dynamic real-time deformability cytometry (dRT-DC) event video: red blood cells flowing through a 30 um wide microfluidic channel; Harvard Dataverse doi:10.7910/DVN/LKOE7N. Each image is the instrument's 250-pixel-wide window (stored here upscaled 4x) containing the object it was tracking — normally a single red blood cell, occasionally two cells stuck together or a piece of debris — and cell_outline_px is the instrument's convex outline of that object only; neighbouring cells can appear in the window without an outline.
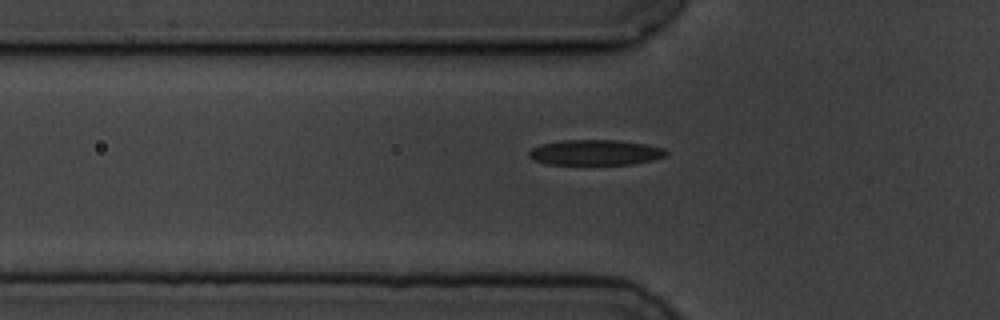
{"species": "common noctule bat (a hibernating species)", "species_latin": "Nyctalus noctula", "temperature_condition": "cold", "stored_images_in_passage": 7, "segment_of_instrument_passage": [2, 2], "camera_frame_rate_fps": 3000, "um_per_image_px": 0.085, "animal": {"sex": "male", "body_mass_g": 19.5, "forearm_length_mm": 54.6}, "frame": {"image": 1, "passage_image": 7, "time_ms": 8.0, "image_size_px": [1000, 320], "cell_outline_px": [[668, 156], [652, 160], [632, 164], [548, 164], [532, 160], [528, 156], [528, 152], [532, 148], [540, 144], [560, 140], [620, 140], [648, 144], [664, 148], [668, 152]], "centroid_in_image_um": [50.61, 12.95], "position_along_channel_um": 75.2, "area_um2": 20.58}}